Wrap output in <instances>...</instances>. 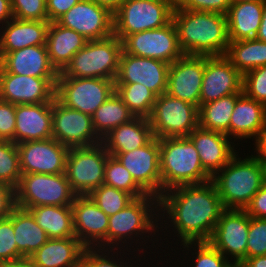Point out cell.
I'll list each match as a JSON object with an SVG mask.
<instances>
[{"label": "cell", "mask_w": 266, "mask_h": 267, "mask_svg": "<svg viewBox=\"0 0 266 267\" xmlns=\"http://www.w3.org/2000/svg\"><path fill=\"white\" fill-rule=\"evenodd\" d=\"M255 155L261 162H266V126L262 129L260 134L255 140Z\"/></svg>", "instance_id": "obj_52"}, {"label": "cell", "mask_w": 266, "mask_h": 267, "mask_svg": "<svg viewBox=\"0 0 266 267\" xmlns=\"http://www.w3.org/2000/svg\"><path fill=\"white\" fill-rule=\"evenodd\" d=\"M162 193L181 185L211 180L202 167L199 154L188 137L159 139Z\"/></svg>", "instance_id": "obj_4"}, {"label": "cell", "mask_w": 266, "mask_h": 267, "mask_svg": "<svg viewBox=\"0 0 266 267\" xmlns=\"http://www.w3.org/2000/svg\"><path fill=\"white\" fill-rule=\"evenodd\" d=\"M242 264L244 267H266V255L246 258Z\"/></svg>", "instance_id": "obj_54"}, {"label": "cell", "mask_w": 266, "mask_h": 267, "mask_svg": "<svg viewBox=\"0 0 266 267\" xmlns=\"http://www.w3.org/2000/svg\"><path fill=\"white\" fill-rule=\"evenodd\" d=\"M2 267H37L28 258L12 262Z\"/></svg>", "instance_id": "obj_57"}, {"label": "cell", "mask_w": 266, "mask_h": 267, "mask_svg": "<svg viewBox=\"0 0 266 267\" xmlns=\"http://www.w3.org/2000/svg\"><path fill=\"white\" fill-rule=\"evenodd\" d=\"M243 75L225 55L206 56L200 106L242 92Z\"/></svg>", "instance_id": "obj_21"}, {"label": "cell", "mask_w": 266, "mask_h": 267, "mask_svg": "<svg viewBox=\"0 0 266 267\" xmlns=\"http://www.w3.org/2000/svg\"><path fill=\"white\" fill-rule=\"evenodd\" d=\"M115 92L134 117L149 118L157 96L142 84H115Z\"/></svg>", "instance_id": "obj_37"}, {"label": "cell", "mask_w": 266, "mask_h": 267, "mask_svg": "<svg viewBox=\"0 0 266 267\" xmlns=\"http://www.w3.org/2000/svg\"><path fill=\"white\" fill-rule=\"evenodd\" d=\"M266 126V106L246 96L237 94V101L229 124V138H256ZM232 137V138H231Z\"/></svg>", "instance_id": "obj_27"}, {"label": "cell", "mask_w": 266, "mask_h": 267, "mask_svg": "<svg viewBox=\"0 0 266 267\" xmlns=\"http://www.w3.org/2000/svg\"><path fill=\"white\" fill-rule=\"evenodd\" d=\"M232 1L244 2V1H258V0H232Z\"/></svg>", "instance_id": "obj_61"}, {"label": "cell", "mask_w": 266, "mask_h": 267, "mask_svg": "<svg viewBox=\"0 0 266 267\" xmlns=\"http://www.w3.org/2000/svg\"><path fill=\"white\" fill-rule=\"evenodd\" d=\"M130 172L135 182L147 193L162 194L159 139L153 137L146 145L123 153H109Z\"/></svg>", "instance_id": "obj_14"}, {"label": "cell", "mask_w": 266, "mask_h": 267, "mask_svg": "<svg viewBox=\"0 0 266 267\" xmlns=\"http://www.w3.org/2000/svg\"><path fill=\"white\" fill-rule=\"evenodd\" d=\"M80 0H46L49 22H55Z\"/></svg>", "instance_id": "obj_51"}, {"label": "cell", "mask_w": 266, "mask_h": 267, "mask_svg": "<svg viewBox=\"0 0 266 267\" xmlns=\"http://www.w3.org/2000/svg\"><path fill=\"white\" fill-rule=\"evenodd\" d=\"M198 107L164 92L156 98L149 122L153 136L187 137L199 126Z\"/></svg>", "instance_id": "obj_9"}, {"label": "cell", "mask_w": 266, "mask_h": 267, "mask_svg": "<svg viewBox=\"0 0 266 267\" xmlns=\"http://www.w3.org/2000/svg\"><path fill=\"white\" fill-rule=\"evenodd\" d=\"M16 207L15 189L0 183V219L7 218Z\"/></svg>", "instance_id": "obj_49"}, {"label": "cell", "mask_w": 266, "mask_h": 267, "mask_svg": "<svg viewBox=\"0 0 266 267\" xmlns=\"http://www.w3.org/2000/svg\"><path fill=\"white\" fill-rule=\"evenodd\" d=\"M232 0H190L182 9L227 14Z\"/></svg>", "instance_id": "obj_48"}, {"label": "cell", "mask_w": 266, "mask_h": 267, "mask_svg": "<svg viewBox=\"0 0 266 267\" xmlns=\"http://www.w3.org/2000/svg\"><path fill=\"white\" fill-rule=\"evenodd\" d=\"M104 144L69 148L65 162V176L77 195H88L104 183L107 157Z\"/></svg>", "instance_id": "obj_10"}, {"label": "cell", "mask_w": 266, "mask_h": 267, "mask_svg": "<svg viewBox=\"0 0 266 267\" xmlns=\"http://www.w3.org/2000/svg\"><path fill=\"white\" fill-rule=\"evenodd\" d=\"M49 21L12 18L0 28V53H9L29 46L46 45Z\"/></svg>", "instance_id": "obj_26"}, {"label": "cell", "mask_w": 266, "mask_h": 267, "mask_svg": "<svg viewBox=\"0 0 266 267\" xmlns=\"http://www.w3.org/2000/svg\"><path fill=\"white\" fill-rule=\"evenodd\" d=\"M0 66L8 73L37 78H58L51 65L46 45L29 46L0 53Z\"/></svg>", "instance_id": "obj_24"}, {"label": "cell", "mask_w": 266, "mask_h": 267, "mask_svg": "<svg viewBox=\"0 0 266 267\" xmlns=\"http://www.w3.org/2000/svg\"><path fill=\"white\" fill-rule=\"evenodd\" d=\"M237 101V94L222 97L198 109L199 127L226 134L229 137V124Z\"/></svg>", "instance_id": "obj_35"}, {"label": "cell", "mask_w": 266, "mask_h": 267, "mask_svg": "<svg viewBox=\"0 0 266 267\" xmlns=\"http://www.w3.org/2000/svg\"><path fill=\"white\" fill-rule=\"evenodd\" d=\"M250 217L266 218V185L263 184L244 209Z\"/></svg>", "instance_id": "obj_50"}, {"label": "cell", "mask_w": 266, "mask_h": 267, "mask_svg": "<svg viewBox=\"0 0 266 267\" xmlns=\"http://www.w3.org/2000/svg\"><path fill=\"white\" fill-rule=\"evenodd\" d=\"M225 56L243 75L252 69L266 65V42L256 38L230 41Z\"/></svg>", "instance_id": "obj_34"}, {"label": "cell", "mask_w": 266, "mask_h": 267, "mask_svg": "<svg viewBox=\"0 0 266 267\" xmlns=\"http://www.w3.org/2000/svg\"><path fill=\"white\" fill-rule=\"evenodd\" d=\"M104 184L140 198L147 193L135 182L130 172L114 156L109 155L105 164Z\"/></svg>", "instance_id": "obj_38"}, {"label": "cell", "mask_w": 266, "mask_h": 267, "mask_svg": "<svg viewBox=\"0 0 266 267\" xmlns=\"http://www.w3.org/2000/svg\"><path fill=\"white\" fill-rule=\"evenodd\" d=\"M227 267H244L242 263L231 262Z\"/></svg>", "instance_id": "obj_60"}, {"label": "cell", "mask_w": 266, "mask_h": 267, "mask_svg": "<svg viewBox=\"0 0 266 267\" xmlns=\"http://www.w3.org/2000/svg\"><path fill=\"white\" fill-rule=\"evenodd\" d=\"M153 137L149 119L134 117L112 129L102 143L108 153H123L146 145Z\"/></svg>", "instance_id": "obj_30"}, {"label": "cell", "mask_w": 266, "mask_h": 267, "mask_svg": "<svg viewBox=\"0 0 266 267\" xmlns=\"http://www.w3.org/2000/svg\"><path fill=\"white\" fill-rule=\"evenodd\" d=\"M173 11L182 9L190 0H167Z\"/></svg>", "instance_id": "obj_58"}, {"label": "cell", "mask_w": 266, "mask_h": 267, "mask_svg": "<svg viewBox=\"0 0 266 267\" xmlns=\"http://www.w3.org/2000/svg\"><path fill=\"white\" fill-rule=\"evenodd\" d=\"M15 104L0 100V140L14 142Z\"/></svg>", "instance_id": "obj_47"}, {"label": "cell", "mask_w": 266, "mask_h": 267, "mask_svg": "<svg viewBox=\"0 0 266 267\" xmlns=\"http://www.w3.org/2000/svg\"><path fill=\"white\" fill-rule=\"evenodd\" d=\"M20 156L12 141L0 140V183L16 189L21 179Z\"/></svg>", "instance_id": "obj_40"}, {"label": "cell", "mask_w": 266, "mask_h": 267, "mask_svg": "<svg viewBox=\"0 0 266 267\" xmlns=\"http://www.w3.org/2000/svg\"><path fill=\"white\" fill-rule=\"evenodd\" d=\"M263 166V179H264V184L266 185V162H262Z\"/></svg>", "instance_id": "obj_59"}, {"label": "cell", "mask_w": 266, "mask_h": 267, "mask_svg": "<svg viewBox=\"0 0 266 267\" xmlns=\"http://www.w3.org/2000/svg\"><path fill=\"white\" fill-rule=\"evenodd\" d=\"M262 15L263 0L232 1L226 14L229 41L255 38L261 25Z\"/></svg>", "instance_id": "obj_29"}, {"label": "cell", "mask_w": 266, "mask_h": 267, "mask_svg": "<svg viewBox=\"0 0 266 267\" xmlns=\"http://www.w3.org/2000/svg\"><path fill=\"white\" fill-rule=\"evenodd\" d=\"M14 143L52 138V103L15 105Z\"/></svg>", "instance_id": "obj_25"}, {"label": "cell", "mask_w": 266, "mask_h": 267, "mask_svg": "<svg viewBox=\"0 0 266 267\" xmlns=\"http://www.w3.org/2000/svg\"><path fill=\"white\" fill-rule=\"evenodd\" d=\"M159 210L162 220L164 214L172 219L170 223L177 229L176 236L185 243L208 241L225 208L210 180L165 191L159 196Z\"/></svg>", "instance_id": "obj_1"}, {"label": "cell", "mask_w": 266, "mask_h": 267, "mask_svg": "<svg viewBox=\"0 0 266 267\" xmlns=\"http://www.w3.org/2000/svg\"><path fill=\"white\" fill-rule=\"evenodd\" d=\"M71 208L76 238L85 247L107 248L109 216L88 195H77Z\"/></svg>", "instance_id": "obj_22"}, {"label": "cell", "mask_w": 266, "mask_h": 267, "mask_svg": "<svg viewBox=\"0 0 266 267\" xmlns=\"http://www.w3.org/2000/svg\"><path fill=\"white\" fill-rule=\"evenodd\" d=\"M87 40L76 31L50 22L46 47L51 65L60 73Z\"/></svg>", "instance_id": "obj_31"}, {"label": "cell", "mask_w": 266, "mask_h": 267, "mask_svg": "<svg viewBox=\"0 0 266 267\" xmlns=\"http://www.w3.org/2000/svg\"><path fill=\"white\" fill-rule=\"evenodd\" d=\"M108 251V248L85 247L81 256L80 267H134L131 265L128 266L127 262L124 264L120 260L118 261V259H114L112 255L109 256L110 251Z\"/></svg>", "instance_id": "obj_46"}, {"label": "cell", "mask_w": 266, "mask_h": 267, "mask_svg": "<svg viewBox=\"0 0 266 267\" xmlns=\"http://www.w3.org/2000/svg\"><path fill=\"white\" fill-rule=\"evenodd\" d=\"M198 151L204 170L212 177L236 154L230 138L199 126L187 136Z\"/></svg>", "instance_id": "obj_23"}, {"label": "cell", "mask_w": 266, "mask_h": 267, "mask_svg": "<svg viewBox=\"0 0 266 267\" xmlns=\"http://www.w3.org/2000/svg\"><path fill=\"white\" fill-rule=\"evenodd\" d=\"M52 138L68 148L93 146L101 143L93 128L92 116L52 102Z\"/></svg>", "instance_id": "obj_13"}, {"label": "cell", "mask_w": 266, "mask_h": 267, "mask_svg": "<svg viewBox=\"0 0 266 267\" xmlns=\"http://www.w3.org/2000/svg\"><path fill=\"white\" fill-rule=\"evenodd\" d=\"M122 50L130 55L154 58L168 64L184 55L180 49L176 28L172 21L160 28L126 36L122 40Z\"/></svg>", "instance_id": "obj_12"}, {"label": "cell", "mask_w": 266, "mask_h": 267, "mask_svg": "<svg viewBox=\"0 0 266 267\" xmlns=\"http://www.w3.org/2000/svg\"><path fill=\"white\" fill-rule=\"evenodd\" d=\"M172 14L167 0H124L113 12V34L122 41L130 34L166 26Z\"/></svg>", "instance_id": "obj_8"}, {"label": "cell", "mask_w": 266, "mask_h": 267, "mask_svg": "<svg viewBox=\"0 0 266 267\" xmlns=\"http://www.w3.org/2000/svg\"><path fill=\"white\" fill-rule=\"evenodd\" d=\"M242 92L266 106V65L243 74Z\"/></svg>", "instance_id": "obj_43"}, {"label": "cell", "mask_w": 266, "mask_h": 267, "mask_svg": "<svg viewBox=\"0 0 266 267\" xmlns=\"http://www.w3.org/2000/svg\"><path fill=\"white\" fill-rule=\"evenodd\" d=\"M266 255V218L249 216L246 258Z\"/></svg>", "instance_id": "obj_44"}, {"label": "cell", "mask_w": 266, "mask_h": 267, "mask_svg": "<svg viewBox=\"0 0 266 267\" xmlns=\"http://www.w3.org/2000/svg\"><path fill=\"white\" fill-rule=\"evenodd\" d=\"M12 223L18 249V261L29 258L49 239L28 210L16 206L12 210Z\"/></svg>", "instance_id": "obj_32"}, {"label": "cell", "mask_w": 266, "mask_h": 267, "mask_svg": "<svg viewBox=\"0 0 266 267\" xmlns=\"http://www.w3.org/2000/svg\"><path fill=\"white\" fill-rule=\"evenodd\" d=\"M16 206L25 210L36 206H71L77 194L65 173L22 174L15 189Z\"/></svg>", "instance_id": "obj_7"}, {"label": "cell", "mask_w": 266, "mask_h": 267, "mask_svg": "<svg viewBox=\"0 0 266 267\" xmlns=\"http://www.w3.org/2000/svg\"><path fill=\"white\" fill-rule=\"evenodd\" d=\"M206 56L183 55L169 66L166 93L200 107Z\"/></svg>", "instance_id": "obj_20"}, {"label": "cell", "mask_w": 266, "mask_h": 267, "mask_svg": "<svg viewBox=\"0 0 266 267\" xmlns=\"http://www.w3.org/2000/svg\"><path fill=\"white\" fill-rule=\"evenodd\" d=\"M122 41L114 34L99 40L87 41L59 73L58 77L116 79Z\"/></svg>", "instance_id": "obj_5"}, {"label": "cell", "mask_w": 266, "mask_h": 267, "mask_svg": "<svg viewBox=\"0 0 266 267\" xmlns=\"http://www.w3.org/2000/svg\"><path fill=\"white\" fill-rule=\"evenodd\" d=\"M57 79L12 74L0 66V100L15 105L52 103Z\"/></svg>", "instance_id": "obj_17"}, {"label": "cell", "mask_w": 266, "mask_h": 267, "mask_svg": "<svg viewBox=\"0 0 266 267\" xmlns=\"http://www.w3.org/2000/svg\"><path fill=\"white\" fill-rule=\"evenodd\" d=\"M256 39L266 42V0H263V15Z\"/></svg>", "instance_id": "obj_55"}, {"label": "cell", "mask_w": 266, "mask_h": 267, "mask_svg": "<svg viewBox=\"0 0 266 267\" xmlns=\"http://www.w3.org/2000/svg\"><path fill=\"white\" fill-rule=\"evenodd\" d=\"M169 66L162 60L130 55L122 50L115 84H142L158 97L167 90Z\"/></svg>", "instance_id": "obj_18"}, {"label": "cell", "mask_w": 266, "mask_h": 267, "mask_svg": "<svg viewBox=\"0 0 266 267\" xmlns=\"http://www.w3.org/2000/svg\"><path fill=\"white\" fill-rule=\"evenodd\" d=\"M21 174H62L69 148L54 138L16 144Z\"/></svg>", "instance_id": "obj_19"}, {"label": "cell", "mask_w": 266, "mask_h": 267, "mask_svg": "<svg viewBox=\"0 0 266 267\" xmlns=\"http://www.w3.org/2000/svg\"><path fill=\"white\" fill-rule=\"evenodd\" d=\"M94 2L98 3L99 5L105 6L114 12L124 0H93Z\"/></svg>", "instance_id": "obj_56"}, {"label": "cell", "mask_w": 266, "mask_h": 267, "mask_svg": "<svg viewBox=\"0 0 266 267\" xmlns=\"http://www.w3.org/2000/svg\"><path fill=\"white\" fill-rule=\"evenodd\" d=\"M12 18L11 0H0V24L3 26Z\"/></svg>", "instance_id": "obj_53"}, {"label": "cell", "mask_w": 266, "mask_h": 267, "mask_svg": "<svg viewBox=\"0 0 266 267\" xmlns=\"http://www.w3.org/2000/svg\"><path fill=\"white\" fill-rule=\"evenodd\" d=\"M88 196L108 216L124 209L135 199L131 194L104 183L92 190Z\"/></svg>", "instance_id": "obj_39"}, {"label": "cell", "mask_w": 266, "mask_h": 267, "mask_svg": "<svg viewBox=\"0 0 266 267\" xmlns=\"http://www.w3.org/2000/svg\"><path fill=\"white\" fill-rule=\"evenodd\" d=\"M85 246L76 238H49L28 259L37 267H80Z\"/></svg>", "instance_id": "obj_28"}, {"label": "cell", "mask_w": 266, "mask_h": 267, "mask_svg": "<svg viewBox=\"0 0 266 267\" xmlns=\"http://www.w3.org/2000/svg\"><path fill=\"white\" fill-rule=\"evenodd\" d=\"M249 215L244 209H225L208 242L234 263L246 259Z\"/></svg>", "instance_id": "obj_16"}, {"label": "cell", "mask_w": 266, "mask_h": 267, "mask_svg": "<svg viewBox=\"0 0 266 267\" xmlns=\"http://www.w3.org/2000/svg\"><path fill=\"white\" fill-rule=\"evenodd\" d=\"M113 12L93 0H80L56 22L80 33L87 41L113 35Z\"/></svg>", "instance_id": "obj_15"}, {"label": "cell", "mask_w": 266, "mask_h": 267, "mask_svg": "<svg viewBox=\"0 0 266 267\" xmlns=\"http://www.w3.org/2000/svg\"><path fill=\"white\" fill-rule=\"evenodd\" d=\"M114 92V80L58 77L55 98L70 109L92 116Z\"/></svg>", "instance_id": "obj_11"}, {"label": "cell", "mask_w": 266, "mask_h": 267, "mask_svg": "<svg viewBox=\"0 0 266 267\" xmlns=\"http://www.w3.org/2000/svg\"><path fill=\"white\" fill-rule=\"evenodd\" d=\"M172 22L185 55L226 54L230 41L225 14L178 9L173 11Z\"/></svg>", "instance_id": "obj_2"}, {"label": "cell", "mask_w": 266, "mask_h": 267, "mask_svg": "<svg viewBox=\"0 0 266 267\" xmlns=\"http://www.w3.org/2000/svg\"><path fill=\"white\" fill-rule=\"evenodd\" d=\"M28 211L48 238L76 237L71 206H36Z\"/></svg>", "instance_id": "obj_33"}, {"label": "cell", "mask_w": 266, "mask_h": 267, "mask_svg": "<svg viewBox=\"0 0 266 267\" xmlns=\"http://www.w3.org/2000/svg\"><path fill=\"white\" fill-rule=\"evenodd\" d=\"M194 244V245H193ZM183 248L192 247L191 245L197 247L196 258L197 260L193 267H227L231 260L229 261L219 250L214 248L208 241L200 242H185L182 243Z\"/></svg>", "instance_id": "obj_41"}, {"label": "cell", "mask_w": 266, "mask_h": 267, "mask_svg": "<svg viewBox=\"0 0 266 267\" xmlns=\"http://www.w3.org/2000/svg\"><path fill=\"white\" fill-rule=\"evenodd\" d=\"M154 208L157 212L159 211V197L147 194L143 197L135 198L124 209L109 216L107 230L108 249L110 248L111 252L115 249L117 250L115 253H118V249L115 246H119L121 241L126 243L125 241L127 239L129 241L130 238L132 240L133 236L145 240L144 237H141L143 233L149 232L151 235V232L157 229L159 220V218L157 219L159 213H156ZM155 221L157 224H154L156 223Z\"/></svg>", "instance_id": "obj_6"}, {"label": "cell", "mask_w": 266, "mask_h": 267, "mask_svg": "<svg viewBox=\"0 0 266 267\" xmlns=\"http://www.w3.org/2000/svg\"><path fill=\"white\" fill-rule=\"evenodd\" d=\"M225 209H245L264 184L262 162L254 155L231 160L212 177Z\"/></svg>", "instance_id": "obj_3"}, {"label": "cell", "mask_w": 266, "mask_h": 267, "mask_svg": "<svg viewBox=\"0 0 266 267\" xmlns=\"http://www.w3.org/2000/svg\"><path fill=\"white\" fill-rule=\"evenodd\" d=\"M134 115L116 92L92 115L93 128L102 140L112 129L129 122Z\"/></svg>", "instance_id": "obj_36"}, {"label": "cell", "mask_w": 266, "mask_h": 267, "mask_svg": "<svg viewBox=\"0 0 266 267\" xmlns=\"http://www.w3.org/2000/svg\"><path fill=\"white\" fill-rule=\"evenodd\" d=\"M13 18L48 21L46 0H11Z\"/></svg>", "instance_id": "obj_45"}, {"label": "cell", "mask_w": 266, "mask_h": 267, "mask_svg": "<svg viewBox=\"0 0 266 267\" xmlns=\"http://www.w3.org/2000/svg\"><path fill=\"white\" fill-rule=\"evenodd\" d=\"M12 212L7 218L0 219V267L18 261Z\"/></svg>", "instance_id": "obj_42"}]
</instances>
